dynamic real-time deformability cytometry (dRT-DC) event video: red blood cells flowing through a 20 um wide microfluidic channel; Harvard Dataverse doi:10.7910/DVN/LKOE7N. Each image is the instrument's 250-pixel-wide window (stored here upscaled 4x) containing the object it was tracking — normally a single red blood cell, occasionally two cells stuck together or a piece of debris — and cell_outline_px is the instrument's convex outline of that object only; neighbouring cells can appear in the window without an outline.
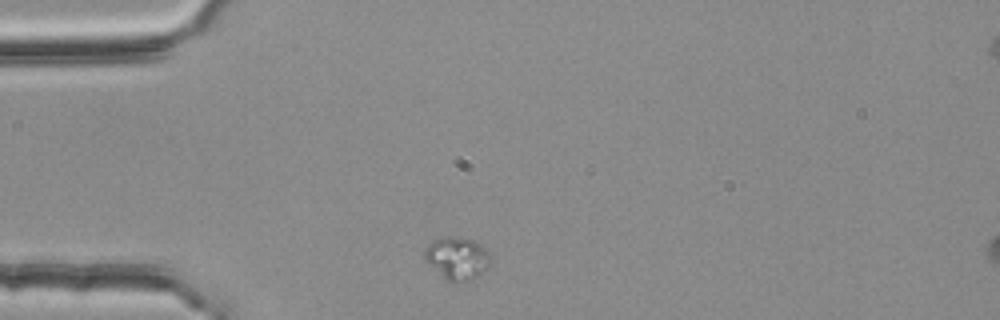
{"species": "common noctule bat (a hibernating species)", "species_latin": "Nyctalus noctula", "temperature_condition": "room temperature", "stored_images_in_passage": 2, "camera_frame_rate_fps": 3000, "um_per_image_px": 0.085, "animal": {"sex": "female", "body_mass_g": 25.1}, "frame": {"image": 1, "passage_image": 2, "time_ms": 0.333, "image_size_px": [1000, 320], "cell_outline_px": [[492, 264], [480, 272], [464, 280], [452, 284], [428, 264], [424, 260], [424, 252], [428, 244], [444, 236], [460, 236], [472, 240], [480, 244], [492, 256]], "centroid_in_image_um": [38.85, 21.92], "position_along_channel_um": 46.2, "area_um2": 16.18}}